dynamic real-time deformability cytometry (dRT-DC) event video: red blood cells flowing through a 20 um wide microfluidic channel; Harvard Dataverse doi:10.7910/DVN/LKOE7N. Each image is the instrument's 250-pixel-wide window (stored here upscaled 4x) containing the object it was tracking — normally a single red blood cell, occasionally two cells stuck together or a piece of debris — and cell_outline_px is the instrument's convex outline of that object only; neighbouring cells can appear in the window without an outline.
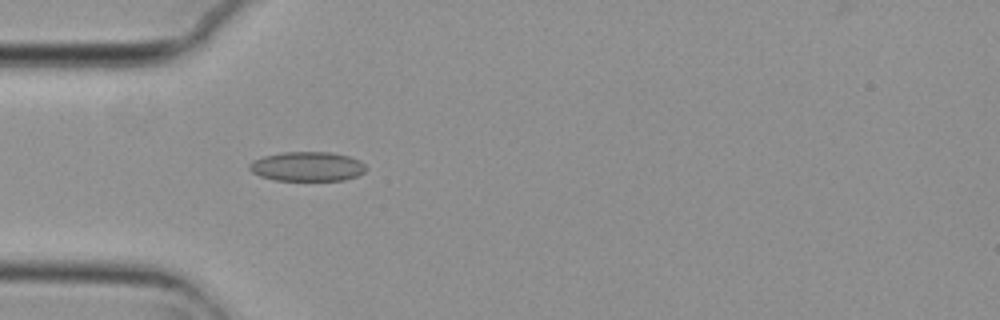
{"species": "common noctule bat (a hibernating species)", "species_latin": "Nyctalus noctula", "temperature_condition": "cold", "stored_images_in_passage": 5, "camera_frame_rate_fps": 3000, "um_per_image_px": 0.085, "animal": {"sex": "female", "body_mass_g": 29.2, "forearm_length_mm": 56.3}, "frame": {"image": 1, "passage_image": 5, "time_ms": 1.333, "image_size_px": [1000, 320], "cell_outline_px": [[364, 172], [356, 176], [344, 180], [276, 180], [260, 176], [252, 172], [248, 168], [248, 164], [252, 160], [264, 156], [284, 152], [328, 152], [348, 156], [360, 160], [364, 164]], "centroid_in_image_um": [26.08, 14.15], "position_along_channel_um": 58.9, "area_um2": 19.88}}